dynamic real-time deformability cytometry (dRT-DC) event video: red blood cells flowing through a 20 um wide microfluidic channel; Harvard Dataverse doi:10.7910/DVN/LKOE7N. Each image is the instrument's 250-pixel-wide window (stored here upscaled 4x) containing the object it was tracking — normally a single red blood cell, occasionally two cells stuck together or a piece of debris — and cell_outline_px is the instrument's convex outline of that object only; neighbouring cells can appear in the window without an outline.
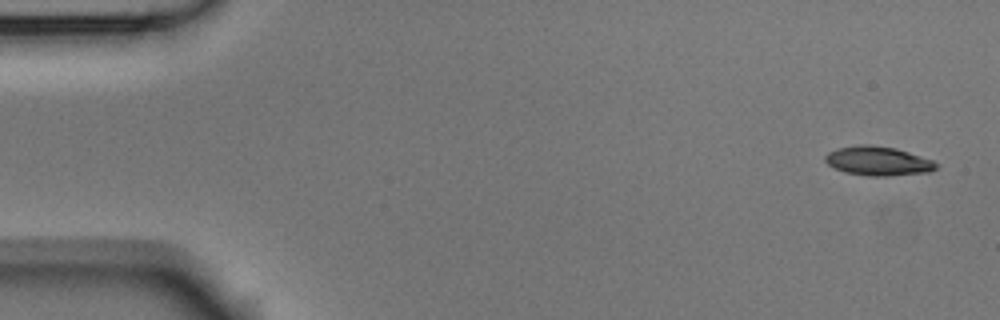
{"species": "Egyptian fruit bat (a non-hibernating species)", "species_latin": "Rousettus aegyptiacus", "temperature_condition": "room temperature", "stored_images_in_passage": 3, "camera_frame_rate_fps": 3000, "um_per_image_px": 0.085, "animal": {"sex": "male"}, "frame": {"image": 1, "passage_image": 1, "time_ms": 0.0, "image_size_px": [1000, 320], "cell_outline_px": [[940, 164], [936, 168], [928, 172], [888, 176], [868, 176], [844, 172], [828, 164], [824, 160], [824, 156], [828, 152], [836, 148], [860, 144], [868, 144], [896, 148], [932, 160]], "centroid_in_image_um": [74.61, 13.68], "position_along_channel_um": 10.4, "area_um2": 18.9}}